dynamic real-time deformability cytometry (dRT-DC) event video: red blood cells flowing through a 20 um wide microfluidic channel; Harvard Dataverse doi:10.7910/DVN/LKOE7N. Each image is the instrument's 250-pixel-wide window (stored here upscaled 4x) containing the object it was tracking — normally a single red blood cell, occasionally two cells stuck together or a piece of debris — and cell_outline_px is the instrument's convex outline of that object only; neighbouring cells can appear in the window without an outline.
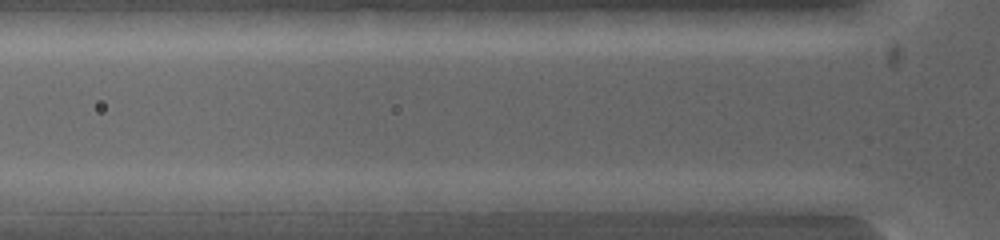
{"species": "common noctule bat (a hibernating species)", "species_latin": "Nyctalus noctula", "temperature_condition": "warm", "stored_images_in_passage": 5, "camera_frame_rate_fps": 5000, "um_per_image_px": 0.085, "animal": {"sex": "female", "body_mass_g": 19.0, "forearm_length_mm": 53.3}, "frame": {"image": 1, "passage_image": 4, "time_ms": 1.0, "image_size_px": [1000, 240], "cell_outline_px": [[280, 212], [144, 212], [136, 196], [140, 192], [192, 188], [272, 196], [280, 200]], "centroid_in_image_um": [17.5, 17.13], "position_along_channel_um": 108.3, "area_um2": 20.69}}